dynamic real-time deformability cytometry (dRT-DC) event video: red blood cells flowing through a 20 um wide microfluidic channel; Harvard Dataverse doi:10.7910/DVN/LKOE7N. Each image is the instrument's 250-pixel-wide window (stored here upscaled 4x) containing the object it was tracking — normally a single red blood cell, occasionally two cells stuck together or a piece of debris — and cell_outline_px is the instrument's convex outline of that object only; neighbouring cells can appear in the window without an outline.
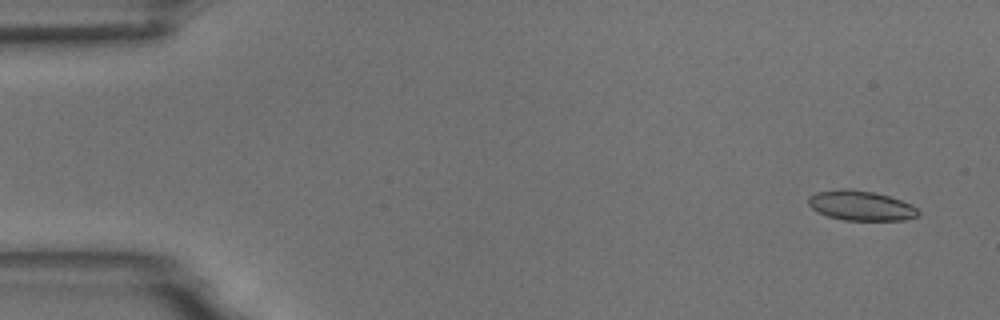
{"species": "common noctule bat (a hibernating species)", "species_latin": "Nyctalus noctula", "temperature_condition": "room temperature", "stored_images_in_passage": 6, "camera_frame_rate_fps": 3000, "um_per_image_px": 0.085, "animal": {"sex": "male", "body_mass_g": 18.8}, "frame": {"image": 1, "passage_image": 1, "time_ms": 0.0, "image_size_px": [1000, 320], "cell_outline_px": [[920, 216], [904, 220], [844, 220], [828, 216], [812, 208], [808, 204], [808, 196], [816, 192], [844, 188], [848, 188], [872, 192], [888, 196], [912, 204], [920, 212]], "centroid_in_image_um": [73.19, 17.48], "position_along_channel_um": 11.8, "area_um2": 19.07}}